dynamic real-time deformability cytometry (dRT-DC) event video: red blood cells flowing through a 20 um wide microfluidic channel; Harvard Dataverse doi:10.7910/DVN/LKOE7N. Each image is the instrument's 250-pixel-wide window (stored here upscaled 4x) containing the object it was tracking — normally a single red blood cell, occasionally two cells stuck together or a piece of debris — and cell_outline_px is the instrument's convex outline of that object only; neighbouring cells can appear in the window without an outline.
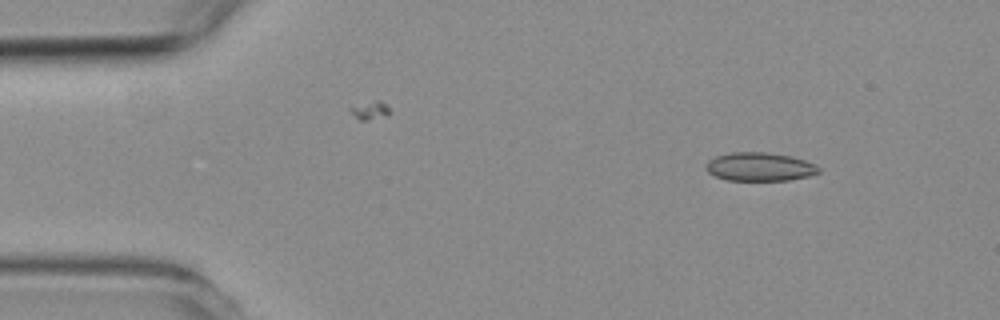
{"species": "common noctule bat (a hibernating species)", "species_latin": "Nyctalus noctula", "temperature_condition": "room temperature", "stored_images_in_passage": 4, "segment_of_instrument_passage": [2, 2], "camera_frame_rate_fps": 3000, "um_per_image_px": 0.085, "animal": {"sex": "female", "body_mass_g": 19.3, "forearm_length_mm": 54.1}, "frame": {"image": 1, "passage_image": 4, "time_ms": 4.667, "image_size_px": [1000, 320], "cell_outline_px": [[820, 172], [808, 176], [788, 180], [728, 180], [716, 176], [708, 172], [708, 160], [716, 156], [732, 152], [768, 152], [792, 156], [804, 160], [820, 168]], "centroid_in_image_um": [64.59, 14.17], "position_along_channel_um": 20.4, "area_um2": 18.5}}